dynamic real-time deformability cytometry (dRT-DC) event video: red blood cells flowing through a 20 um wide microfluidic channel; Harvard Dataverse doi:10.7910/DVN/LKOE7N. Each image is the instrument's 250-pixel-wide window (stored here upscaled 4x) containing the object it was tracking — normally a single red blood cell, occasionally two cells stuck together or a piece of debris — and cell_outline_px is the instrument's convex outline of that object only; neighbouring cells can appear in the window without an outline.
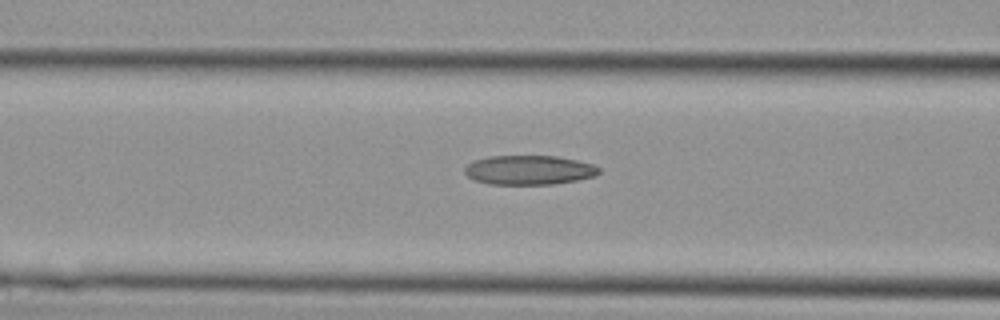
{"species": "Egyptian fruit bat (a non-hibernating species)", "species_latin": "Rousettus aegyptiacus", "temperature_condition": "cold", "stored_images_in_passage": 5, "camera_frame_rate_fps": 3000, "um_per_image_px": 0.085, "animal": {"sex": "female"}, "frame": {"image": 1, "passage_image": 4, "time_ms": 1.0, "image_size_px": [1000, 320], "cell_outline_px": [[600, 172], [596, 176], [576, 180], [552, 184], [492, 184], [476, 180], [468, 176], [464, 172], [464, 168], [468, 164], [476, 160], [488, 156], [556, 156], [576, 160], [592, 164], [600, 168]], "centroid_in_image_um": [44.98, 14.45], "position_along_channel_um": 121.6, "area_um2": 22.77}}